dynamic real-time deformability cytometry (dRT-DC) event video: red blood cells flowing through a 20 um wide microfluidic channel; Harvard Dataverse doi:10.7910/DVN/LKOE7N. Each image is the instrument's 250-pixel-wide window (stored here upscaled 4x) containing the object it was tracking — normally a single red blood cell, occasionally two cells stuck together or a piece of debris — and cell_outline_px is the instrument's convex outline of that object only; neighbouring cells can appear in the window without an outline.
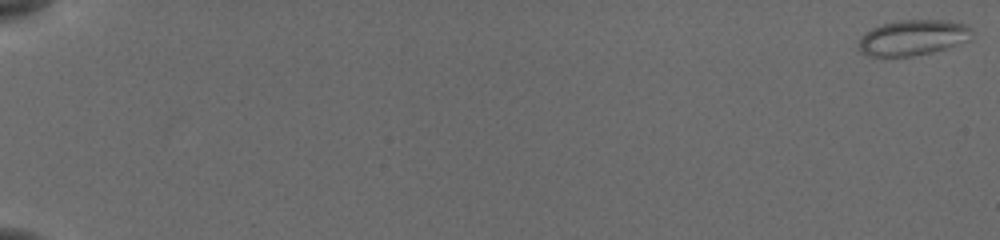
{"species": "common noctule bat (a hibernating species)", "species_latin": "Nyctalus noctula", "temperature_condition": "cold", "stored_images_in_passage": 56, "camera_frame_rate_fps": 3000, "um_per_image_px": 0.085, "animal": {"sex": "female", "body_mass_g": 19.5, "forearm_length_mm": 54.1}, "frame": {"image": 1, "passage_image": 1, "time_ms": 0.0, "image_size_px": [1000, 240], "cell_outline_px": [[968, 40], [944, 48], [912, 56], [868, 56], [860, 52], [860, 36], [872, 28], [884, 24], [900, 20], [948, 20], [964, 24], [968, 28]], "centroid_in_image_um": [77.52, 3.19], "position_along_channel_um": 7.5, "area_um2": 22.77}}
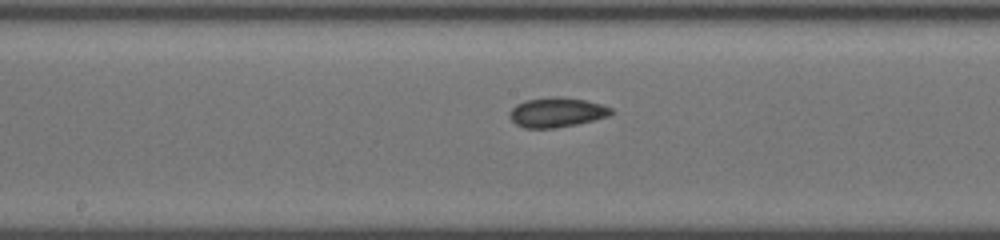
{"frame": {"image": 2, "passage_image": 32, "time_ms": 10.333, "image_size_px": [1000, 240], "cell_outline_px": [[612, 112], [608, 116], [576, 124], [552, 128], [524, 128], [516, 124], [508, 116], [512, 108], [516, 104], [524, 100], [552, 96], [560, 96], [584, 100], [600, 104], [612, 108]], "centroid_in_image_um": [47.27, 9.54], "position_along_channel_um": 200.9, "area_um2": 17.46}}
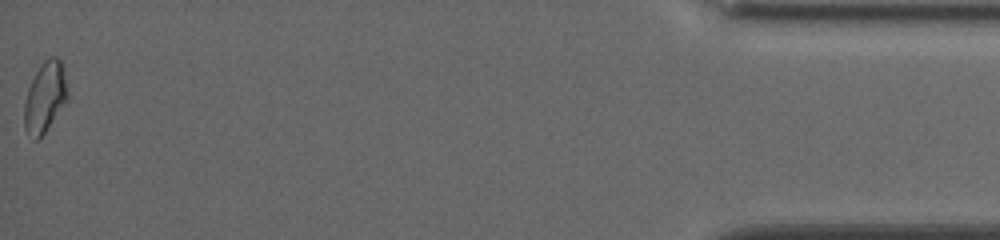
{"frame": {"image": 3, "passage_image": 56, "time_ms": 18.333, "image_size_px": [1000, 240], "cell_outline_px": [[68, 96], [44, 132], [36, 140], [24, 128], [24, 104], [28, 88], [36, 72], [44, 60], [48, 56], [56, 56], [60, 60], [68, 92]], "centroid_in_image_um": [3.8, 8.21], "position_along_channel_um": 431.4, "area_um2": 17.05}, "authors_computed_cell_mechanics": {"area_um2": 17.2244, "velocity_mm_per_s": 3.8773, "shape_relaxation_time_tau1_ms": 10.9309, "shape_relaxation_time_tau2_ms": 1.9036, "deformation_change_tau1": 0.135, "deformation_change_tau2": 0.0802}}